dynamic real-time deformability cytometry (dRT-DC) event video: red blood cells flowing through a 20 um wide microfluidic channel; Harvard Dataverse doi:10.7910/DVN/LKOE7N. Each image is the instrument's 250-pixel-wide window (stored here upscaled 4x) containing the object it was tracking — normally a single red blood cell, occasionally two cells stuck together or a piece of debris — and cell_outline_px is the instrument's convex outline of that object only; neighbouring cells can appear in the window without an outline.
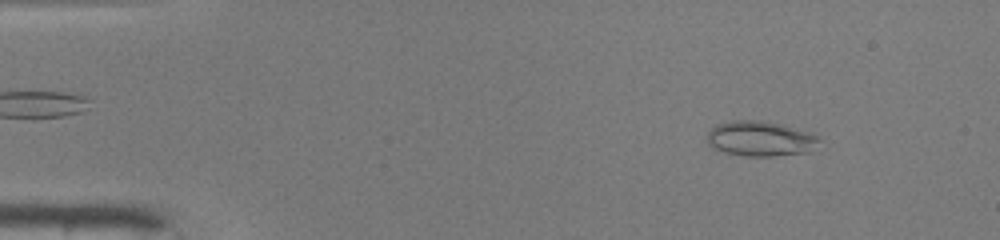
{"species": "common noctule bat (a hibernating species)", "species_latin": "Nyctalus noctula", "temperature_condition": "warm", "stored_images_in_passage": 47, "camera_frame_rate_fps": 3000, "um_per_image_px": 0.085, "animal": {"sex": "male", "body_mass_g": 19.0, "forearm_length_mm": 50.8}, "frame": {"image": 1, "passage_image": 5, "time_ms": 1.333, "image_size_px": [1000, 240], "cell_outline_px": [[820, 140], [808, 152], [772, 156], [744, 156], [724, 152], [708, 144], [708, 132], [716, 124], [732, 120], [764, 120], [780, 124], [808, 132], [816, 136]], "centroid_in_image_um": [64.59, 11.78], "position_along_channel_um": 20.4, "area_um2": 22.66}}
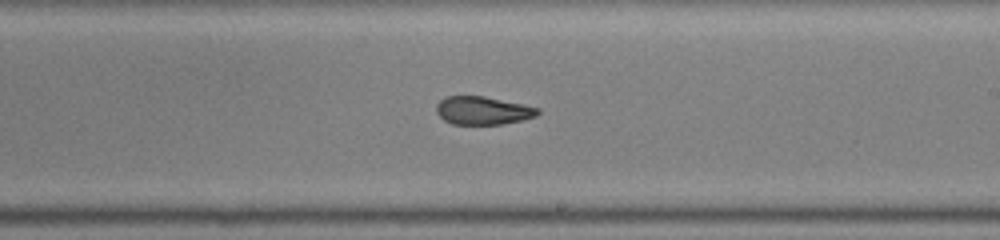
{"frame": {"image": 2, "passage_image": 28, "time_ms": 9.0, "image_size_px": [1000, 240], "cell_outline_px": [[540, 112], [536, 116], [520, 120], [500, 124], [452, 124], [444, 120], [436, 112], [436, 104], [440, 100], [448, 96], [484, 96], [540, 108]], "centroid_in_image_um": [41.02, 9.39], "position_along_channel_um": 248.0, "area_um2": 16.47}}
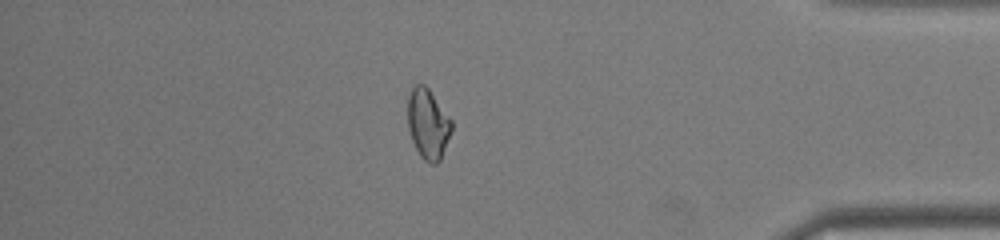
{"frame": {"image": 3, "passage_image": 41, "time_ms": 13.333, "image_size_px": [1000, 240], "cell_outline_px": [[452, 128], [440, 160], [436, 164], [432, 164], [424, 160], [420, 156], [412, 140], [408, 128], [408, 96], [412, 88], [416, 84], [424, 84], [428, 88], [452, 120]], "centroid_in_image_um": [36.37, 10.53], "position_along_channel_um": 398.8, "area_um2": 17.74}, "authors_computed_cell_mechanics": {"area_um2": 18.2648, "velocity_mm_per_s": 4.1915, "shape_relaxation_time_tau1_ms": null, "shape_relaxation_time_tau2_ms": 0.877, "deformation_change_tau1": null, "deformation_change_tau2": 0.0547}}